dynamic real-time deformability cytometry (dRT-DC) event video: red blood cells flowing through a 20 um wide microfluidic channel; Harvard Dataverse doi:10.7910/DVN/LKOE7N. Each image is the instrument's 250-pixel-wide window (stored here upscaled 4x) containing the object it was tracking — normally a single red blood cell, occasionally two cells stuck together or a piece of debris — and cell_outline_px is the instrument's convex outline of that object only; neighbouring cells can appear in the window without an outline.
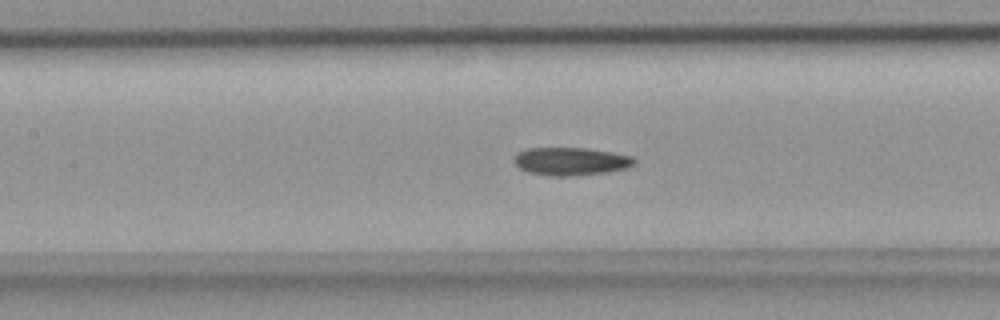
{"species": "common noctule bat (a hibernating species)", "species_latin": "Nyctalus noctula", "temperature_condition": "room temperature", "stored_images_in_passage": 37, "camera_frame_rate_fps": 3000, "um_per_image_px": 0.085, "animal": {"sex": "female", "body_mass_g": 18.4}, "frame": {"image": 1, "passage_image": 10, "time_ms": 3.0, "image_size_px": [1000, 320], "cell_outline_px": [[636, 164], [628, 168], [608, 172], [568, 176], [552, 176], [528, 172], [520, 168], [516, 164], [516, 152], [524, 148], [588, 148], [612, 152], [632, 156], [636, 160]], "centroid_in_image_um": [48.56, 13.71], "position_along_channel_um": 158.8, "area_um2": 19.65}}
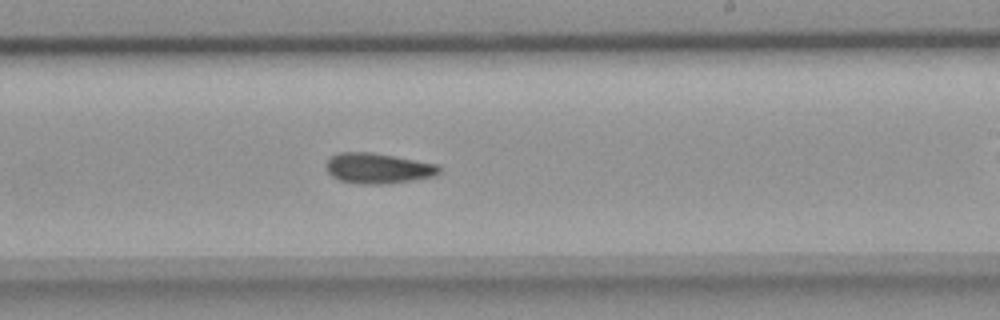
{"frame": {"image": 2, "passage_image": 17, "time_ms": 5.333, "image_size_px": [1000, 320], "cell_outline_px": [[440, 172], [436, 176], [384, 184], [360, 184], [340, 180], [332, 176], [328, 172], [324, 164], [328, 156], [336, 152], [372, 152], [436, 164], [440, 168]], "centroid_in_image_um": [32.05, 14.29], "position_along_channel_um": 256.9, "area_um2": 20.11}}
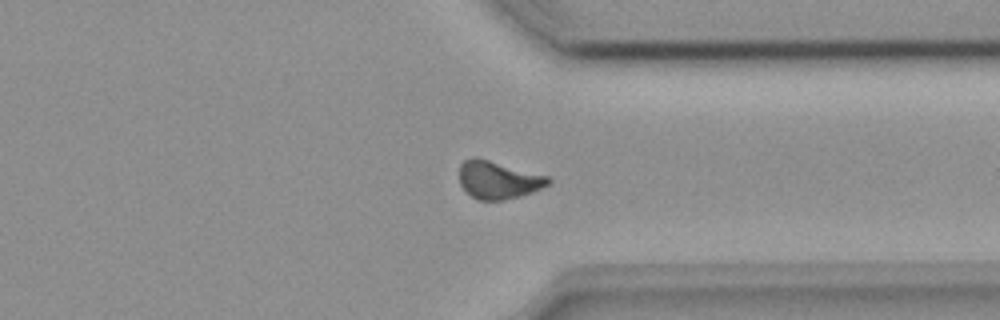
{"frame": {"image": 3, "passage_image": 25, "time_ms": 8.0, "image_size_px": [1000, 320], "cell_outline_px": [[552, 180], [548, 184], [532, 192], [520, 196], [504, 200], [476, 200], [460, 184], [460, 164], [464, 160], [472, 156], [476, 156], [548, 176]], "centroid_in_image_um": [42.33, 15.28], "position_along_channel_um": 369.1, "area_um2": 19.54}}